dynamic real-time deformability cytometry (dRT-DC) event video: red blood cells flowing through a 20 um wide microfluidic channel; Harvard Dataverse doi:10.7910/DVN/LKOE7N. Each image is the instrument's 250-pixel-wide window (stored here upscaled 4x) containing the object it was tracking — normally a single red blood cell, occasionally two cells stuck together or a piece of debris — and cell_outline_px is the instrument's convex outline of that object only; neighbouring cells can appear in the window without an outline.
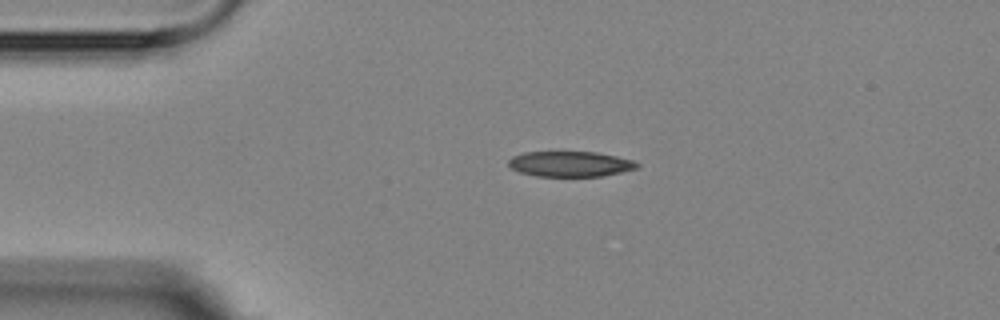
{"species": "Egyptian fruit bat (a non-hibernating species)", "species_latin": "Rousettus aegyptiacus", "temperature_condition": "room temperature", "stored_images_in_passage": 3, "camera_frame_rate_fps": 3000, "um_per_image_px": 0.085, "animal": {"sex": "female"}, "frame": {"image": 1, "passage_image": 2, "time_ms": 1.0, "image_size_px": [1000, 320], "cell_outline_px": [[640, 164], [636, 168], [604, 176], [536, 176], [520, 172], [512, 168], [508, 164], [508, 160], [512, 156], [524, 152], [596, 152], [616, 156], [632, 160]], "centroid_in_image_um": [48.45, 13.93], "position_along_channel_um": 36.6, "area_um2": 18.9}}